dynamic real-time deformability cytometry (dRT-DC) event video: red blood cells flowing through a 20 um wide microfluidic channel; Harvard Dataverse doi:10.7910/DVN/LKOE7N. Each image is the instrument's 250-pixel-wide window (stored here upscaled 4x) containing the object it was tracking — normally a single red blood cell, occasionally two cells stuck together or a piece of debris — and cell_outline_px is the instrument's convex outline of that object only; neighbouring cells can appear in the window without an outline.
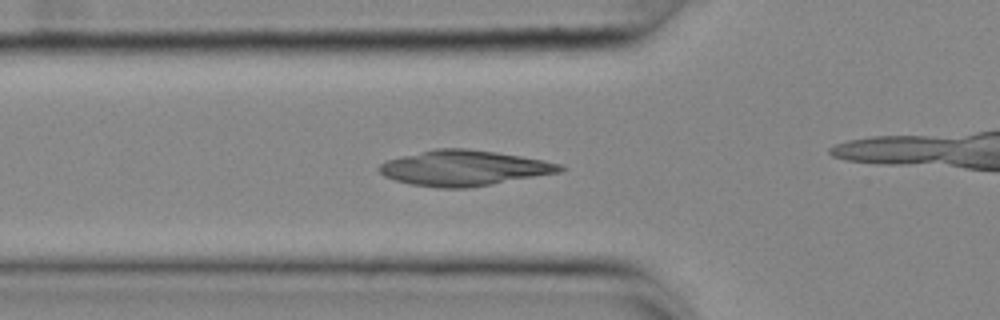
{"species": "common noctule bat (a hibernating species)", "species_latin": "Nyctalus noctula", "temperature_condition": "cold", "stored_images_in_passage": 36, "camera_frame_rate_fps": 3000, "um_per_image_px": 0.085, "animal": {"sex": "female", "body_mass_g": 25.1}, "frame": {"image": 1, "passage_image": 11, "time_ms": 3.333, "image_size_px": [1000, 320], "cell_outline_px": [[568, 168], [560, 172], [468, 188], [440, 188], [412, 184], [396, 180], [384, 176], [376, 168], [380, 164], [388, 160], [436, 148], [468, 148], [496, 152], [544, 160], [560, 164]], "centroid_in_image_um": [39.45, 14.28], "position_along_channel_um": 86.3, "area_um2": 36.99}}
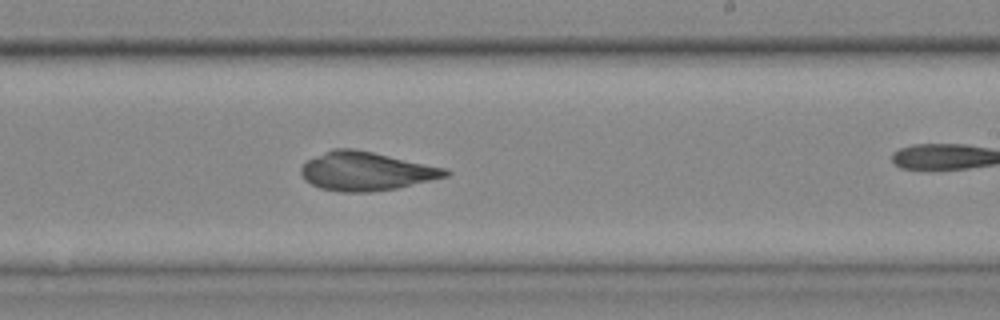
{"frame": {"image": 2, "passage_image": 25, "time_ms": 8.0, "image_size_px": [1000, 320], "cell_outline_px": [[452, 172], [448, 176], [396, 188], [372, 192], [340, 192], [320, 188], [304, 180], [300, 172], [300, 168], [308, 160], [336, 148], [352, 148], [372, 152], [444, 168]], "centroid_in_image_um": [31.1, 14.57], "position_along_channel_um": 257.9, "area_um2": 32.08}}
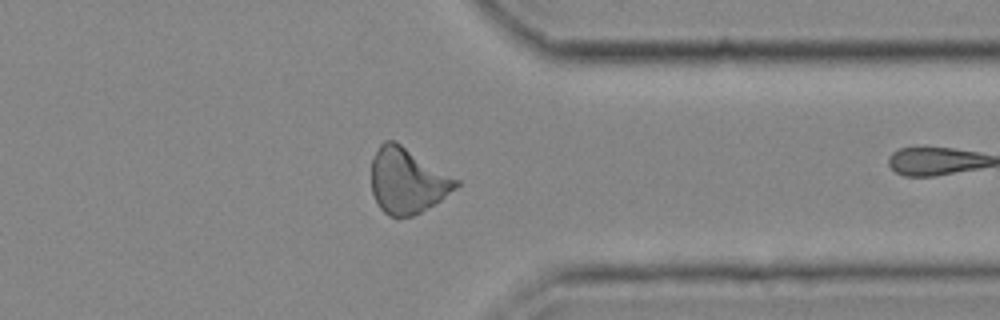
{"frame": {"image": 3, "passage_image": 35, "time_ms": 11.333, "image_size_px": [1000, 320], "cell_outline_px": [[460, 184], [456, 188], [440, 200], [420, 212], [412, 216], [396, 220], [388, 216], [380, 208], [372, 192], [372, 160], [380, 144], [384, 140], [392, 140], [400, 144], [460, 180]], "centroid_in_image_um": [34.61, 15.4], "position_along_channel_um": 376.8, "area_um2": 32.14}}